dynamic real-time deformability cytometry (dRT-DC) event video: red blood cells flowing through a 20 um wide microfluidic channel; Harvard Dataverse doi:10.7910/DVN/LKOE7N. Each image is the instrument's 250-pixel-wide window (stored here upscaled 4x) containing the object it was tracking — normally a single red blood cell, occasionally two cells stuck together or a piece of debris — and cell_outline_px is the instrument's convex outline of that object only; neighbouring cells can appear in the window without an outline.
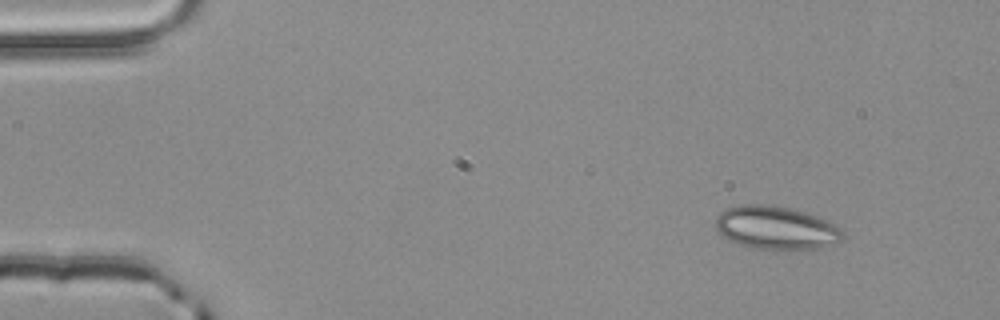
{"species": "common noctule bat (a hibernating species)", "species_latin": "Nyctalus noctula", "temperature_condition": "room temperature", "stored_images_in_passage": 2, "camera_frame_rate_fps": 3000, "um_per_image_px": 0.085, "animal": {"sex": "male", "body_mass_g": 20.4}, "frame": {"image": 1, "passage_image": 1, "time_ms": 0.0, "image_size_px": [1000, 320], "cell_outline_px": [[844, 236], [840, 240], [832, 244], [808, 252], [776, 252], [748, 248], [728, 240], [716, 228], [716, 216], [724, 208], [744, 204], [764, 204], [788, 208], [808, 212], [828, 220], [836, 224], [844, 232]], "centroid_in_image_um": [66.0, 19.42], "position_along_channel_um": 19.0, "area_um2": 33.47}}